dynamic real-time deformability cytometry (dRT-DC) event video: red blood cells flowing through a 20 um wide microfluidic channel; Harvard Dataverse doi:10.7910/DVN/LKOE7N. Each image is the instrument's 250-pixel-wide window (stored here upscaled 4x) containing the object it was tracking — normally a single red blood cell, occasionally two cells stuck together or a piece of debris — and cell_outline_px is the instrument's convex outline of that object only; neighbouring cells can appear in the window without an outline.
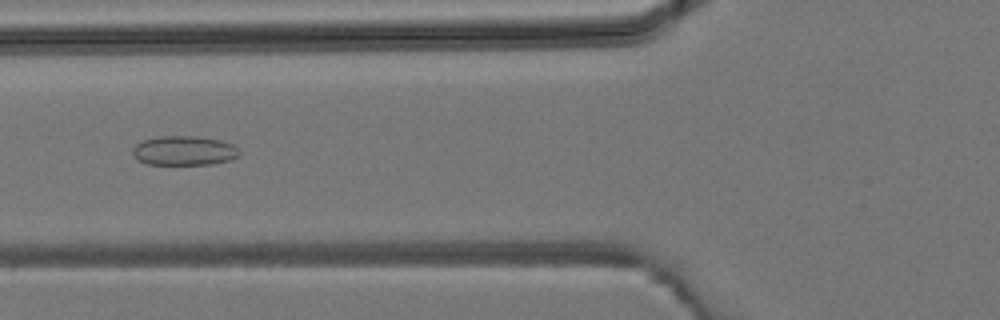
{"species": "common noctule bat (a hibernating species)", "species_latin": "Nyctalus noctula", "temperature_condition": "room temperature", "stored_images_in_passage": 30, "camera_frame_rate_fps": 3000, "um_per_image_px": 0.085, "animal": {"sex": "male", "body_mass_g": 19.2, "forearm_length_mm": 51.8}, "frame": {"image": 1, "passage_image": 4, "time_ms": 1.0, "image_size_px": [1000, 320], "cell_outline_px": [[240, 152], [236, 156], [228, 160], [212, 164], [148, 164], [136, 160], [132, 152], [132, 148], [136, 144], [144, 140], [160, 136], [196, 136], [220, 140], [232, 144]], "centroid_in_image_um": [15.6, 12.8], "position_along_channel_um": 110.2, "area_um2": 18.15}}
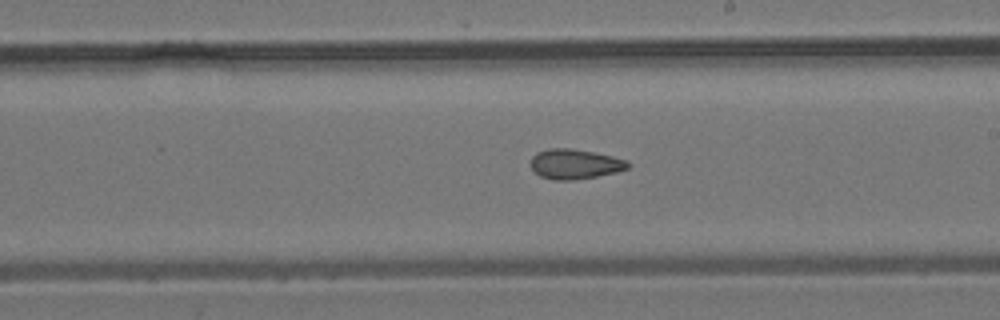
{"frame": {"image": 2, "passage_image": 12, "time_ms": 3.667, "image_size_px": [1000, 320], "cell_outline_px": [[632, 164], [628, 168], [616, 172], [596, 176], [572, 180], [552, 180], [540, 176], [532, 168], [532, 156], [536, 152], [548, 148], [572, 148], [612, 156], [628, 160]], "centroid_in_image_um": [48.88, 13.94], "position_along_channel_um": 240.1, "area_um2": 16.94}}
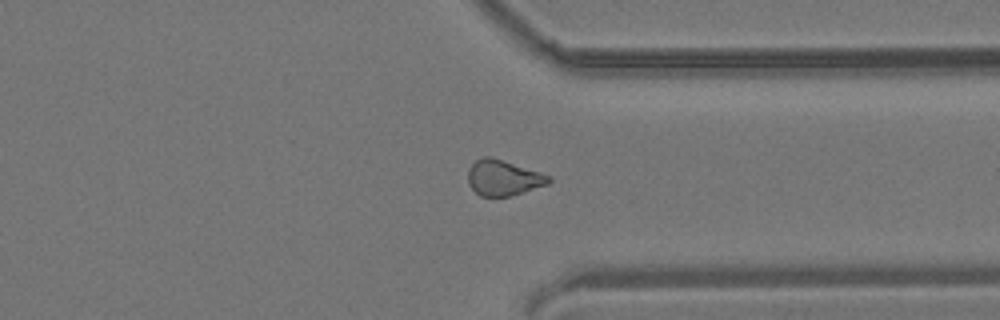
{"frame": {"image": 3, "passage_image": 20, "time_ms": 6.333, "image_size_px": [1000, 320], "cell_outline_px": [[552, 180], [548, 184], [508, 196], [480, 196], [468, 184], [468, 168], [476, 160], [484, 156], [488, 156], [540, 172], [552, 176]], "centroid_in_image_um": [42.77, 15.11], "position_along_channel_um": 368.6, "area_um2": 16.47}}